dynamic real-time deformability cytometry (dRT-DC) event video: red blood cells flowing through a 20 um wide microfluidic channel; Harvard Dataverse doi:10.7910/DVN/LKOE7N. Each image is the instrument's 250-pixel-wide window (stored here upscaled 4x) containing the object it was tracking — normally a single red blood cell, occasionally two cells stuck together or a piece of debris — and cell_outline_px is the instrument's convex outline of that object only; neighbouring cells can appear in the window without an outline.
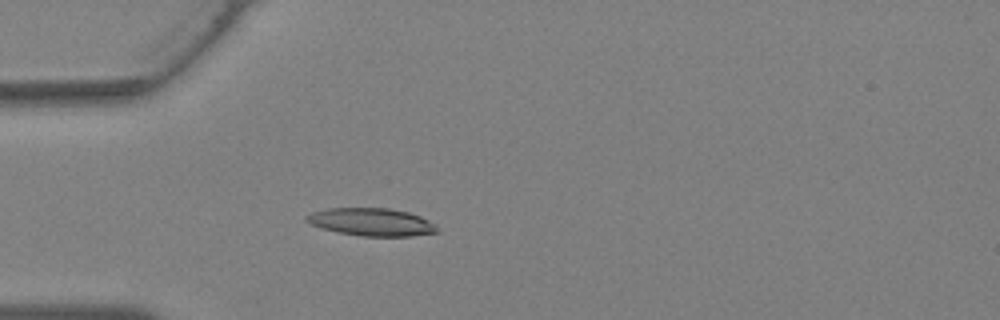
{"species": "Egyptian fruit bat (a non-hibernating species)", "species_latin": "Rousettus aegyptiacus", "temperature_condition": "warm", "stored_images_in_passage": 38, "camera_frame_rate_fps": 3000, "um_per_image_px": 0.085, "animal": {"sex": "female"}, "frame": {"image": 1, "passage_image": 11, "time_ms": 3.333, "image_size_px": [1000, 320], "cell_outline_px": [[440, 232], [412, 236], [360, 236], [340, 232], [324, 228], [312, 224], [304, 220], [304, 216], [312, 212], [328, 208], [388, 208], [408, 212], [420, 216], [436, 224], [440, 228]], "centroid_in_image_um": [31.63, 18.87], "position_along_channel_um": 53.4, "area_um2": 21.15}}
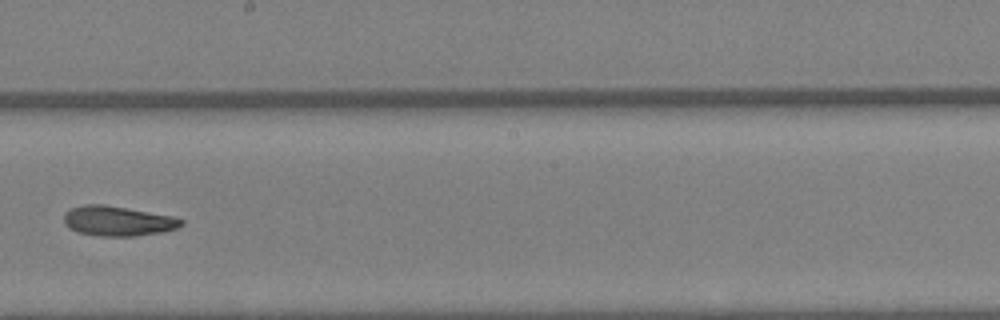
{"frame": {"image": 2, "passage_image": 22, "time_ms": 7.0, "image_size_px": [1000, 320], "cell_outline_px": [[184, 224], [176, 228], [164, 232], [136, 236], [96, 236], [76, 232], [68, 228], [64, 224], [64, 212], [72, 208], [84, 204], [104, 204], [172, 216], [184, 220]], "centroid_in_image_um": [9.98, 18.79], "position_along_channel_um": 238.2, "area_um2": 20.63}}
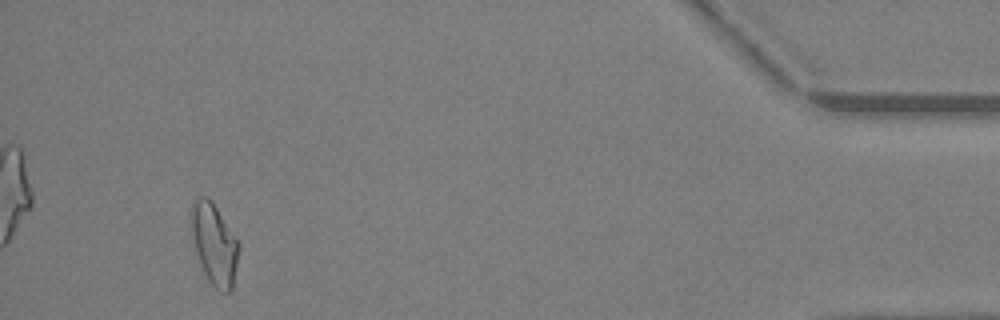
{"frame": {"image": 3, "passage_image": 36, "time_ms": 11.667, "image_size_px": [1000, 320], "cell_outline_px": [[240, 248], [232, 288], [228, 292], [220, 292], [208, 280], [204, 272], [196, 252], [188, 228], [188, 212], [192, 204], [200, 196], [204, 196], [212, 200], [240, 244]], "centroid_in_image_um": [18.17, 20.69], "position_along_channel_um": 417.0, "area_um2": 22.95}}